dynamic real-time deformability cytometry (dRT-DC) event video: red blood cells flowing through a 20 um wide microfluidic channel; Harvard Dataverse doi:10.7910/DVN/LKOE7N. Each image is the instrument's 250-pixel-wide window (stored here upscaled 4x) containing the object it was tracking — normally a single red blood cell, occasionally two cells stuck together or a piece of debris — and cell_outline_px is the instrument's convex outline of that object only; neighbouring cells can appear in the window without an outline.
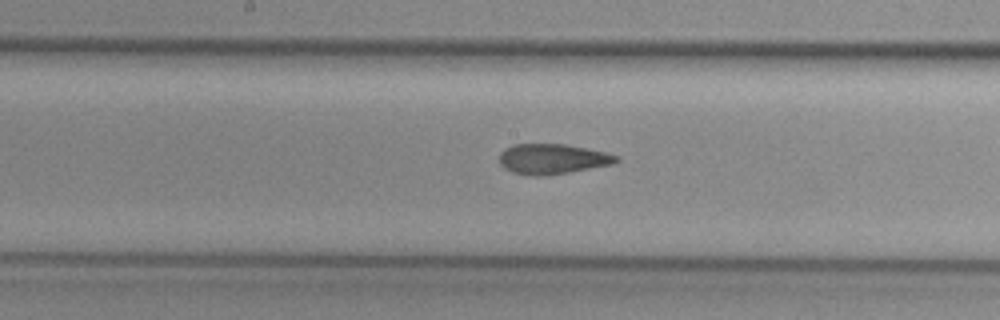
{"species": "common noctule bat (a hibernating species)", "species_latin": "Nyctalus noctula", "temperature_condition": "cold", "stored_images_in_passage": 26, "camera_frame_rate_fps": 3000, "um_per_image_px": 0.085, "animal": {"sex": "female", "body_mass_g": 29.2, "forearm_length_mm": 56.3}, "frame": {"image": 1, "passage_image": 12, "time_ms": 3.667, "image_size_px": [1000, 320], "cell_outline_px": [[620, 160], [612, 164], [568, 172], [544, 176], [532, 176], [512, 172], [504, 168], [500, 164], [500, 152], [504, 148], [512, 144], [564, 144], [588, 148], [620, 156]], "centroid_in_image_um": [46.94, 13.5], "position_along_channel_um": 201.3, "area_um2": 20.63}}
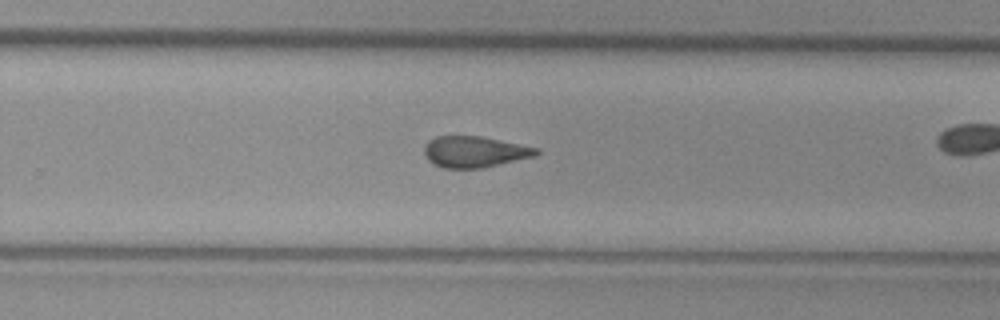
{"frame": {"image": 2, "passage_image": 19, "time_ms": 6.0, "image_size_px": [1000, 320], "cell_outline_px": [[540, 152], [536, 156], [480, 168], [444, 168], [432, 164], [428, 160], [424, 152], [424, 148], [428, 140], [436, 136], [480, 136], [540, 148]], "centroid_in_image_um": [40.34, 12.9], "position_along_channel_um": 289.5, "area_um2": 20.35}}
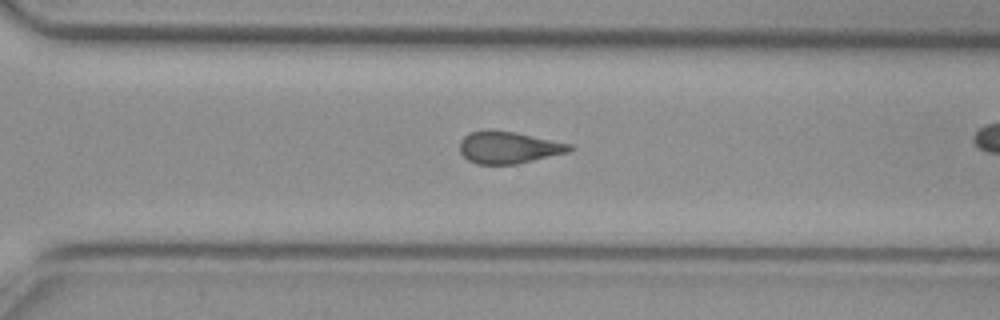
{"frame": {"image": 3, "passage_image": 22, "time_ms": 7.0, "image_size_px": [1000, 320], "cell_outline_px": [[572, 148], [568, 152], [516, 164], [476, 164], [468, 160], [460, 152], [460, 140], [468, 132], [484, 128], [492, 128], [516, 132], [572, 144]], "centroid_in_image_um": [43.17, 12.5], "position_along_channel_um": 327.4, "area_um2": 20.81}}